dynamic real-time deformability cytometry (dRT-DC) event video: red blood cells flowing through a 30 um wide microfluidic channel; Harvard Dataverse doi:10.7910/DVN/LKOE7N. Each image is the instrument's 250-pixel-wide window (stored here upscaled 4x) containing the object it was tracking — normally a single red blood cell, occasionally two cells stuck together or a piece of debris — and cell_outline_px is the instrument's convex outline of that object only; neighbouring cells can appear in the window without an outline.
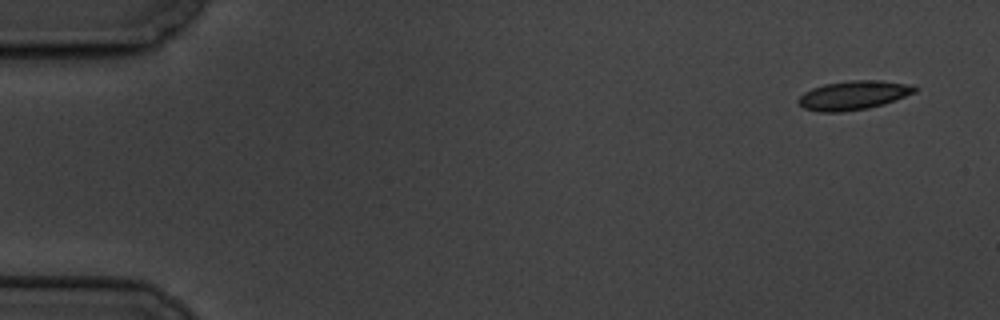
{"species": "common noctule bat (a hibernating species)", "species_latin": "Nyctalus noctula", "temperature_condition": "cold", "stored_images_in_passage": 6, "segment_of_instrument_passage": [1, 2], "camera_frame_rate_fps": 3000, "um_per_image_px": 0.085, "animal": {"sex": "male", "body_mass_g": 19.5, "forearm_length_mm": 54.6}, "frame": {"image": 1, "passage_image": 1, "time_ms": 0.0, "image_size_px": [1000, 320], "cell_outline_px": [[920, 88], [916, 92], [896, 100], [884, 104], [868, 108], [840, 112], [820, 112], [804, 108], [796, 100], [804, 92], [812, 88], [824, 84], [852, 80], [880, 80], [908, 84]], "centroid_in_image_um": [72.56, 8.09], "position_along_channel_um": 12.4, "area_um2": 19.71}}
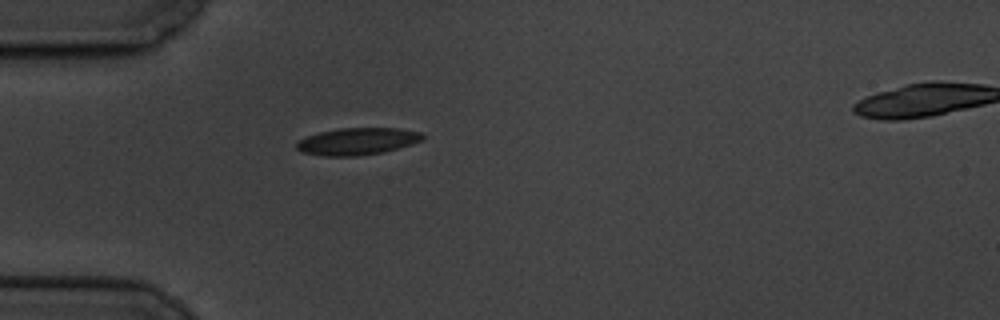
{"frame": {"image": 2, "passage_image": 5, "time_ms": 4.667, "image_size_px": [1000, 320], "cell_outline_px": [[424, 136], [420, 140], [384, 152], [356, 156], [324, 156], [300, 152], [296, 148], [296, 144], [300, 140], [308, 136], [320, 132], [340, 128], [396, 128], [420, 132]], "centroid_in_image_um": [30.32, 12.02], "position_along_channel_um": 54.7, "area_um2": 19.54}}